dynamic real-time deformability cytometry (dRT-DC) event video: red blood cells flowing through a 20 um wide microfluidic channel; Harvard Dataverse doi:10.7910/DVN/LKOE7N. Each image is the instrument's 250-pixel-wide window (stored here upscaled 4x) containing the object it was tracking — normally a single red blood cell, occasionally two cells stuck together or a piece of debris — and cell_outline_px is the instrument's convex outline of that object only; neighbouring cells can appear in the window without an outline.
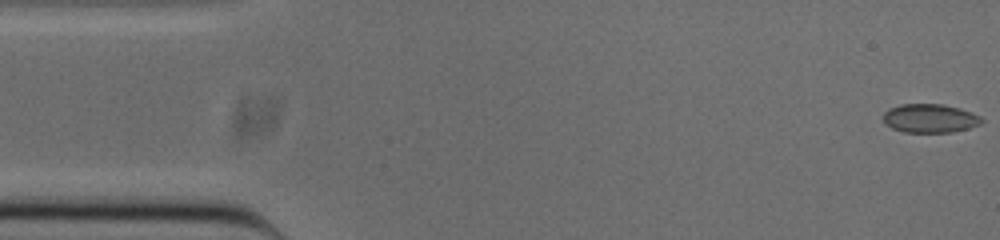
{"species": "common noctule bat (a hibernating species)", "species_latin": "Nyctalus noctula", "temperature_condition": "cold", "stored_images_in_passage": 47, "camera_frame_rate_fps": 3000, "um_per_image_px": 0.085, "animal": {"sex": "male", "body_mass_g": 20.0, "forearm_length_mm": 53.3}, "frame": {"image": 1, "passage_image": 1, "time_ms": 0.0, "image_size_px": [1000, 240], "cell_outline_px": [[984, 120], [980, 124], [968, 128], [952, 132], [904, 132], [892, 128], [884, 120], [884, 112], [888, 108], [900, 104], [940, 104], [960, 108], [972, 112], [980, 116]], "centroid_in_image_um": [79.06, 10.05], "position_along_channel_um": 5.9, "area_um2": 16.42}}
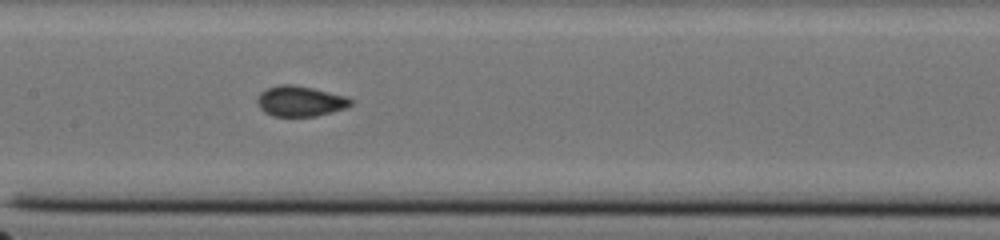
{"frame": {"image": 2, "passage_image": 24, "time_ms": 7.667, "image_size_px": [1000, 240], "cell_outline_px": [[352, 104], [344, 108], [332, 112], [316, 116], [272, 116], [264, 112], [260, 108], [256, 100], [260, 92], [264, 88], [280, 84], [292, 84], [312, 88], [348, 96], [352, 100]], "centroid_in_image_um": [25.49, 8.59], "position_along_channel_um": 181.9, "area_um2": 16.7}}
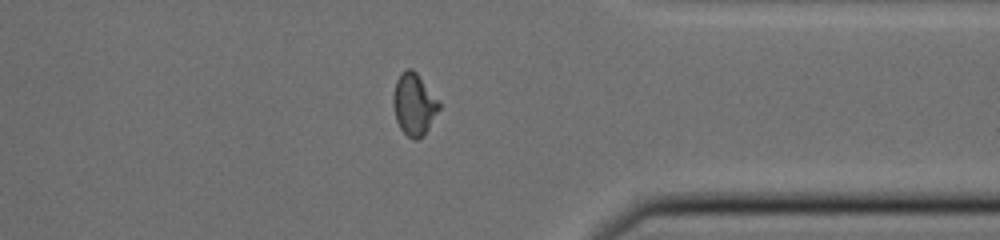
{"frame": {"image": 3, "passage_image": 40, "time_ms": 13.0, "image_size_px": [1000, 240], "cell_outline_px": [[440, 108], [428, 128], [416, 140], [412, 140], [400, 128], [396, 120], [392, 100], [392, 96], [396, 80], [400, 72], [408, 68], [412, 68], [416, 72], [440, 104]], "centroid_in_image_um": [35.15, 8.84], "position_along_channel_um": 376.3, "area_um2": 16.24}, "authors_computed_cell_mechanics": {"area_um2": 16.2418, "velocity_mm_per_s": 3.8627, "shape_relaxation_time_tau1_ms": null, "shape_relaxation_time_tau2_ms": 1.0842, "deformation_change_tau1": null, "deformation_change_tau2": 0.0494}}